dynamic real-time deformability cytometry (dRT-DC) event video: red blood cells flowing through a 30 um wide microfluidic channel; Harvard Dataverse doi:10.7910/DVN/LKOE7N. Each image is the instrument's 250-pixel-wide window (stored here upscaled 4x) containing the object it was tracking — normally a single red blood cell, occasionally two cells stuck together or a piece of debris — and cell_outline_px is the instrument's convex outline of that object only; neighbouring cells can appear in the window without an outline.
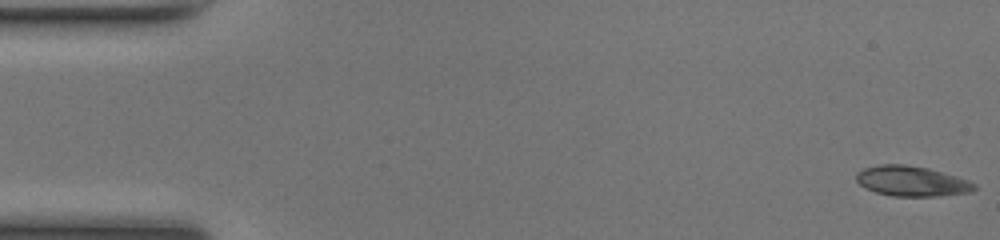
{"species": "common noctule bat (a hibernating species)", "species_latin": "Nyctalus noctula", "temperature_condition": "room temperature", "stored_images_in_passage": 49, "camera_frame_rate_fps": 3000, "um_per_image_px": 0.085, "animal": {"sex": "female", "body_mass_g": 17.0, "forearm_length_mm": 48.0}, "frame": {"image": 1, "passage_image": 1, "time_ms": 0.0, "image_size_px": [1000, 240], "cell_outline_px": [[976, 188], [972, 192], [936, 196], [892, 196], [876, 192], [860, 184], [856, 180], [856, 172], [864, 168], [880, 164], [904, 164], [928, 168], [956, 176], [968, 180], [976, 184]], "centroid_in_image_um": [77.5, 15.39], "position_along_channel_um": 7.5, "area_um2": 20.69}}
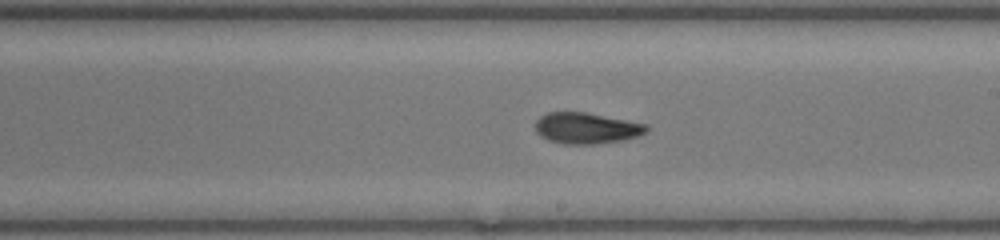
{"frame": {"image": 2, "passage_image": 28, "time_ms": 9.0, "image_size_px": [1000, 240], "cell_outline_px": [[648, 132], [636, 136], [620, 140], [596, 144], [564, 144], [548, 140], [540, 136], [536, 132], [536, 120], [540, 116], [548, 112], [584, 112], [648, 124]], "centroid_in_image_um": [49.83, 10.89], "position_along_channel_um": 239.2, "area_um2": 20.06}}
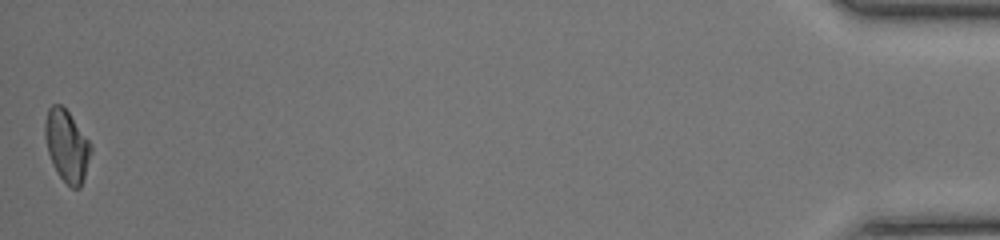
{"frame": {"image": 3, "passage_image": 49, "time_ms": 16.0, "image_size_px": [1000, 240], "cell_outline_px": [[92, 152], [80, 188], [72, 188], [60, 176], [52, 164], [48, 152], [44, 136], [44, 124], [48, 108], [52, 104], [60, 104], [68, 112], [92, 144]], "centroid_in_image_um": [5.67, 12.37], "position_along_channel_um": 429.5, "area_um2": 19.07}, "authors_computed_cell_mechanics": {"area_um2": 20.23, "velocity_mm_per_s": 4.2134, "shape_relaxation_time_tau1_ms": 6.239, "shape_relaxation_time_tau2_ms": 1.5877, "deformation_change_tau1": 0.1945, "deformation_change_tau2": 0.065}}